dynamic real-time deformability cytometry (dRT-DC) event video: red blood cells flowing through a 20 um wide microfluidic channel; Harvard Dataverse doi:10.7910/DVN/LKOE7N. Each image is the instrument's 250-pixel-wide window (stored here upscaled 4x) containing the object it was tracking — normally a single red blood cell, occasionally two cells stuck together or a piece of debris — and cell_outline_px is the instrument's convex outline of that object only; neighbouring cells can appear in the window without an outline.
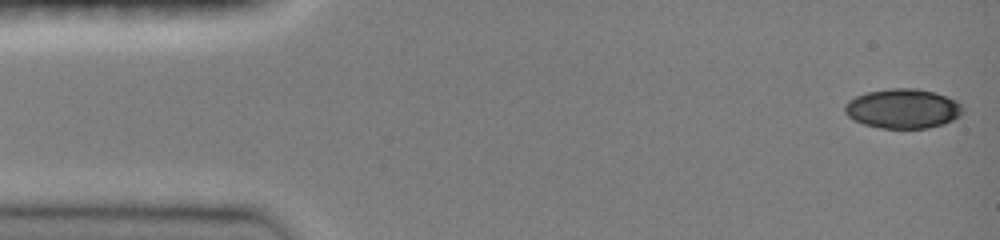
{"species": "common noctule bat (a hibernating species)", "species_latin": "Nyctalus noctula", "temperature_condition": "room temperature", "stored_images_in_passage": 43, "camera_frame_rate_fps": 3000, "um_per_image_px": 0.085, "animal": {"sex": "female", "body_mass_g": 19.0, "forearm_length_mm": 51.5}, "frame": {"image": 1, "passage_image": 1, "time_ms": 0.0, "image_size_px": [1000, 240], "cell_outline_px": [[964, 112], [960, 116], [944, 124], [928, 128], [880, 128], [864, 124], [848, 116], [844, 112], [844, 104], [848, 100], [856, 96], [868, 92], [888, 88], [916, 88], [932, 92], [956, 100], [964, 108]], "centroid_in_image_um": [76.74, 9.23], "position_along_channel_um": 8.3, "area_um2": 27.22}}